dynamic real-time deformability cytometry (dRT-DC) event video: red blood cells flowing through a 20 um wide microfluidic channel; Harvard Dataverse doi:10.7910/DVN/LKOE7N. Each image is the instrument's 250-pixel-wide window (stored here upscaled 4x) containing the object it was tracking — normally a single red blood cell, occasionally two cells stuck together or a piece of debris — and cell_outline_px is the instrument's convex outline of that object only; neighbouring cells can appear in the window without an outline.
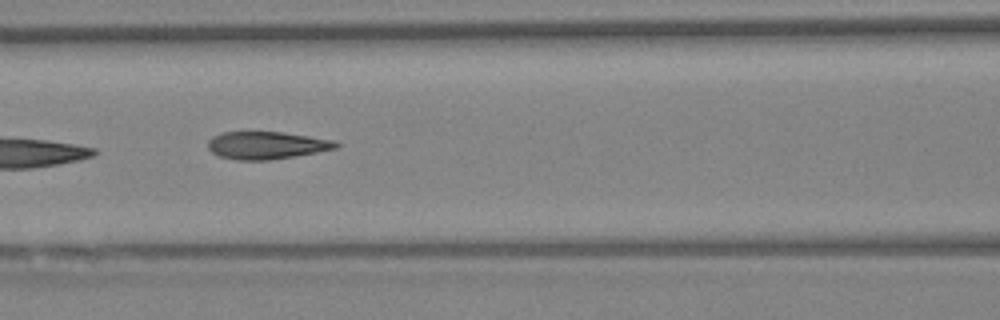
{"species": "Egyptian fruit bat (a non-hibernating species)", "species_latin": "Rousettus aegyptiacus", "temperature_condition": "warm", "stored_images_in_passage": 16, "camera_frame_rate_fps": 3000, "um_per_image_px": 0.085, "animal": {"sex": "female"}, "frame": {"image": 1, "passage_image": 7, "time_ms": 2.0, "image_size_px": [1000, 320], "cell_outline_px": [[340, 144], [336, 148], [296, 156], [268, 160], [236, 160], [220, 156], [212, 152], [208, 148], [208, 140], [212, 136], [220, 132], [280, 132], [336, 140]], "centroid_in_image_um": [22.64, 12.35], "position_along_channel_um": 144.0, "area_um2": 20.52}}
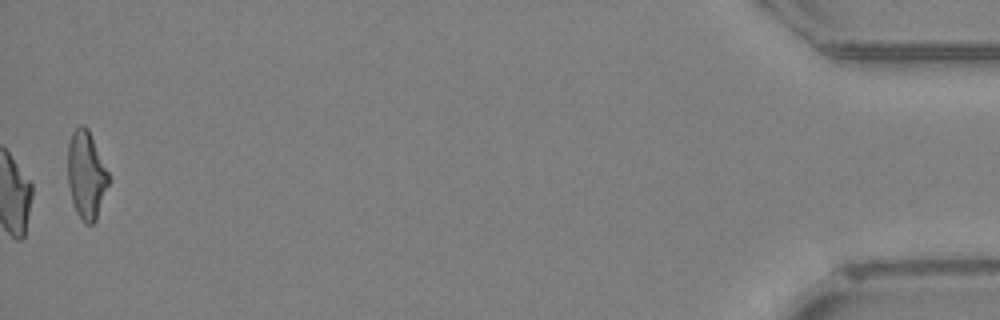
{"frame": {"image": 2, "passage_image": 16, "time_ms": 5.0, "image_size_px": [1000, 320], "cell_outline_px": [[108, 184], [96, 220], [92, 224], [84, 224], [76, 212], [72, 200], [68, 184], [68, 144], [72, 132], [80, 124], [84, 124], [88, 128], [108, 172]], "centroid_in_image_um": [7.31, 14.86], "position_along_channel_um": 427.9, "area_um2": 20.69}}